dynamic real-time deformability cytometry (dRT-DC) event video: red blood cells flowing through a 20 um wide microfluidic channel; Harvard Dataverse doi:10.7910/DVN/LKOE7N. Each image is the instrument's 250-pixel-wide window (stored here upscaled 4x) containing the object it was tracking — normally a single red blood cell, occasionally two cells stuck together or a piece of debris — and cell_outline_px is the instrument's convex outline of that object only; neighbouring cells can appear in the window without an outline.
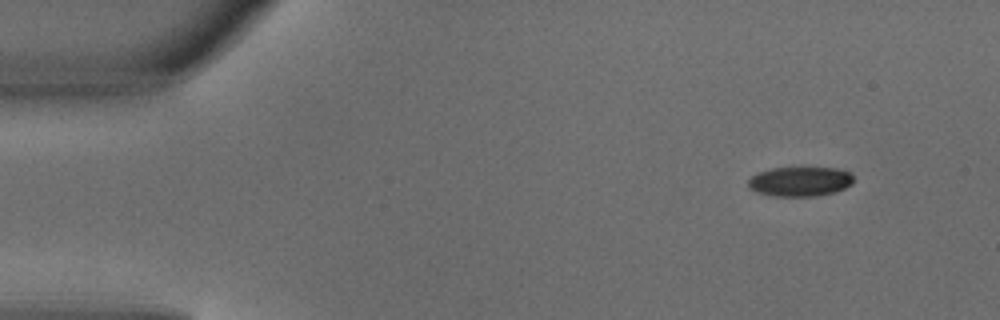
{"species": "common noctule bat (a hibernating species)", "species_latin": "Nyctalus noctula", "temperature_condition": "warm", "stored_images_in_passage": 3, "camera_frame_rate_fps": 3000, "um_per_image_px": 0.085, "animal": {"sex": "male", "body_mass_g": 18.8}, "frame": {"image": 1, "passage_image": 1, "time_ms": 0.0, "image_size_px": [1000, 320], "cell_outline_px": [[852, 184], [844, 188], [832, 192], [816, 196], [772, 196], [756, 192], [748, 188], [748, 180], [752, 176], [760, 172], [772, 168], [836, 168], [848, 172], [852, 176]], "centroid_in_image_um": [67.96, 15.43], "position_along_channel_um": 17.0, "area_um2": 17.98}}